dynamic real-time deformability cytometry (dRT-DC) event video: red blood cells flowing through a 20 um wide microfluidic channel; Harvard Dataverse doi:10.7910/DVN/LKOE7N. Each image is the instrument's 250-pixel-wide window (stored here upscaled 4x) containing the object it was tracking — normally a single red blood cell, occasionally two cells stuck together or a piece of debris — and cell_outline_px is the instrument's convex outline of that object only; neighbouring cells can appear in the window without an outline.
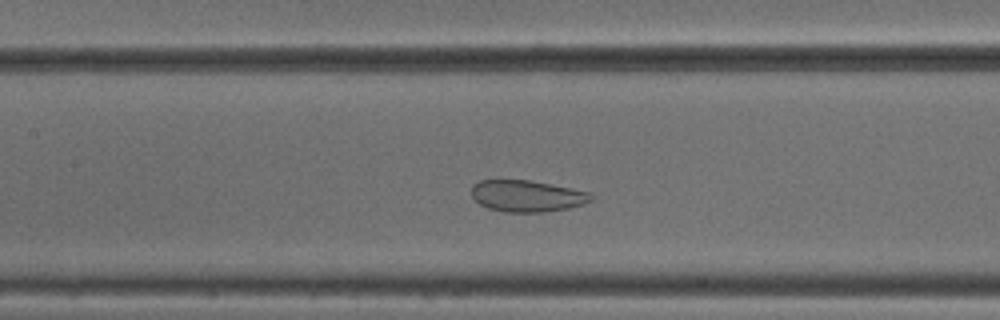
{"species": "common noctule bat (a hibernating species)", "species_latin": "Nyctalus noctula", "temperature_condition": "cold", "stored_images_in_passage": 45, "camera_frame_rate_fps": 3000, "um_per_image_px": 0.085, "animal": {"sex": "male", "body_mass_g": 18.8}, "frame": {"image": 1, "passage_image": 17, "time_ms": 5.333, "image_size_px": [1000, 320], "cell_outline_px": [[592, 200], [584, 204], [568, 208], [544, 212], [504, 212], [488, 208], [480, 204], [472, 196], [472, 184], [480, 180], [532, 180], [592, 192]], "centroid_in_image_um": [44.81, 16.65], "position_along_channel_um": 162.6, "area_um2": 22.14}}
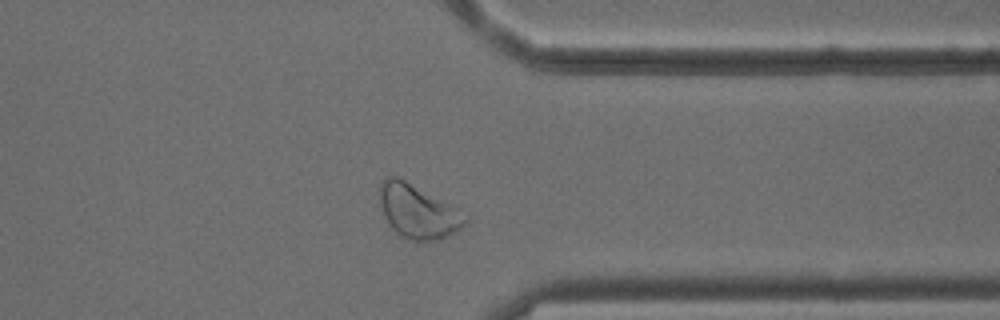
{"frame": {"image": 2, "passage_image": 34, "time_ms": 11.0, "image_size_px": [1000, 320], "cell_outline_px": [[468, 220], [460, 228], [448, 236], [440, 240], [412, 240], [400, 236], [388, 224], [384, 216], [380, 204], [380, 184], [384, 176], [396, 176], [460, 208], [468, 216]], "centroid_in_image_um": [35.54, 17.96], "position_along_channel_um": 375.9, "area_um2": 26.88}}
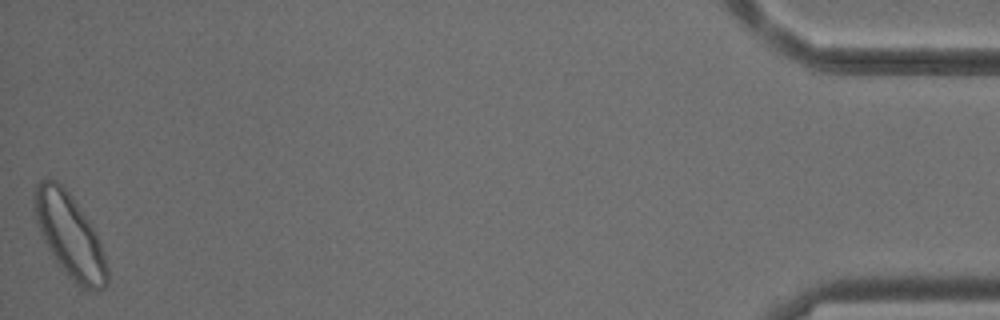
{"frame": {"image": 3, "passage_image": 45, "time_ms": 14.667, "image_size_px": [1000, 320], "cell_outline_px": [[108, 284], [104, 288], [96, 292], [80, 288], [68, 276], [56, 260], [48, 248], [44, 240], [36, 220], [32, 200], [32, 196], [36, 184], [40, 180], [56, 180], [72, 196], [96, 232], [108, 268]], "centroid_in_image_um": [5.93, 20.05], "position_along_channel_um": 429.3, "area_um2": 35.26}, "authors_computed_cell_mechanics": {"area_um2": 27.1082, "velocity_mm_per_s": 3.8181, "shape_relaxation_time_tau1_ms": null, "shape_relaxation_time_tau2_ms": 1.0096, "deformation_change_tau1": null, "deformation_change_tau2": 0.0586}}